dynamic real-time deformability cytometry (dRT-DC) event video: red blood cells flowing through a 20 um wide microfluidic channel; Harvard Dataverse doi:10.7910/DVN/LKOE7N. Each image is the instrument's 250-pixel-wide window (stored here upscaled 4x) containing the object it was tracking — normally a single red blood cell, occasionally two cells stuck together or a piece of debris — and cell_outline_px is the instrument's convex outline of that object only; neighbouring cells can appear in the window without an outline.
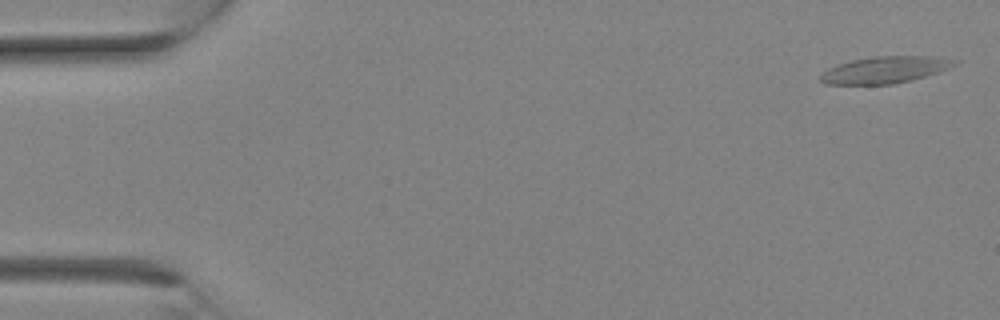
{"species": "Egyptian fruit bat (a non-hibernating species)", "species_latin": "Rousettus aegyptiacus", "temperature_condition": "room temperature", "stored_images_in_passage": 29, "camera_frame_rate_fps": 3000, "um_per_image_px": 0.085, "animal": {"sex": "female"}, "frame": {"image": 1, "passage_image": 1, "time_ms": 0.0, "image_size_px": [1000, 320], "cell_outline_px": [[960, 64], [940, 72], [912, 80], [892, 84], [824, 84], [820, 80], [820, 76], [828, 68], [852, 60], [876, 56], [932, 56], [960, 60]], "centroid_in_image_um": [75.31, 5.93], "position_along_channel_um": 9.7, "area_um2": 20.98}}
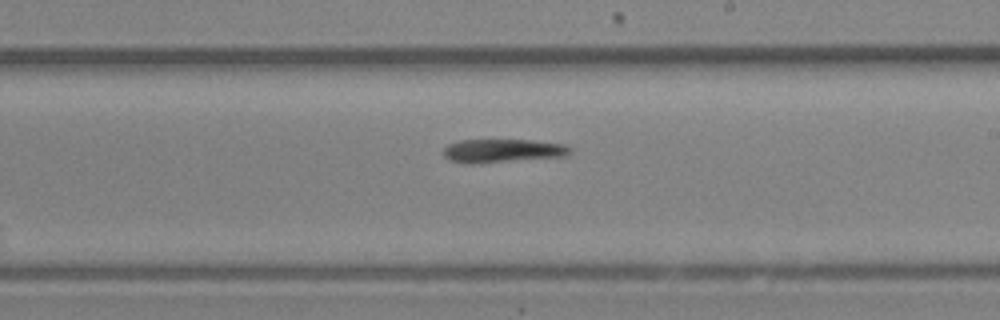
{"frame": {"image": 2, "passage_image": 17, "time_ms": 5.333, "image_size_px": [1000, 320], "cell_outline_px": [[572, 152], [568, 156], [480, 164], [468, 164], [448, 160], [444, 156], [444, 148], [448, 144], [460, 140], [532, 140], [568, 144], [572, 148]], "centroid_in_image_um": [42.78, 12.83], "position_along_channel_um": 246.2, "area_um2": 17.86}}
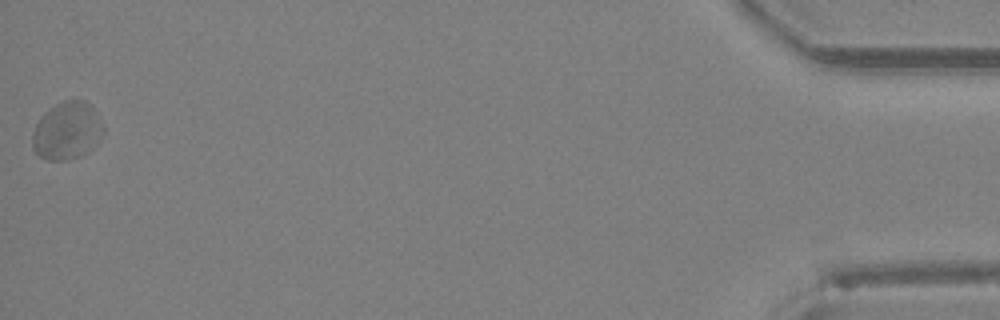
{"frame": {"image": 3, "passage_image": 29, "time_ms": 9.333, "image_size_px": [1000, 320], "cell_outline_px": [[104, 132], [100, 140], [92, 148], [80, 156], [64, 160], [48, 160], [40, 156], [32, 148], [32, 132], [40, 116], [44, 112], [56, 104], [72, 96], [84, 100], [96, 112], [104, 124]], "centroid_in_image_um": [5.7, 11.08], "position_along_channel_um": 429.5, "area_um2": 24.22}}